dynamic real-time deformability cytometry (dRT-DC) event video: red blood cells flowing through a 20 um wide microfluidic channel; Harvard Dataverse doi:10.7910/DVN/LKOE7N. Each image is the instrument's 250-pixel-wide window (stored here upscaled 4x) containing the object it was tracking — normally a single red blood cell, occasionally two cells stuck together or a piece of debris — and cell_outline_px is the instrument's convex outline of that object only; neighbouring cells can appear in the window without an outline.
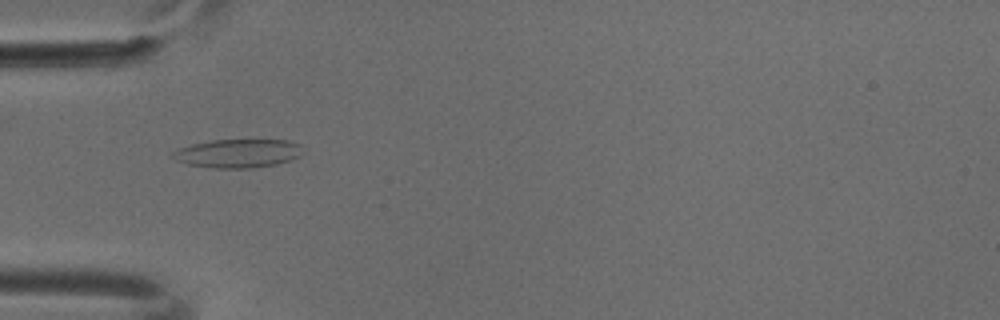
{"species": "common noctule bat (a hibernating species)", "species_latin": "Nyctalus noctula", "temperature_condition": "cold", "stored_images_in_passage": 7, "camera_frame_rate_fps": 3000, "um_per_image_px": 0.085, "animal": {"sex": "male", "body_mass_g": 18.8}, "frame": {"image": 1, "passage_image": 5, "time_ms": 1.333, "image_size_px": [1000, 320], "cell_outline_px": [[304, 152], [300, 156], [292, 160], [276, 164], [248, 168], [212, 168], [188, 164], [176, 160], [172, 156], [172, 152], [180, 148], [192, 144], [212, 140], [288, 140], [300, 144]], "centroid_in_image_um": [20.26, 13.03], "position_along_channel_um": 64.7, "area_um2": 21.68}}
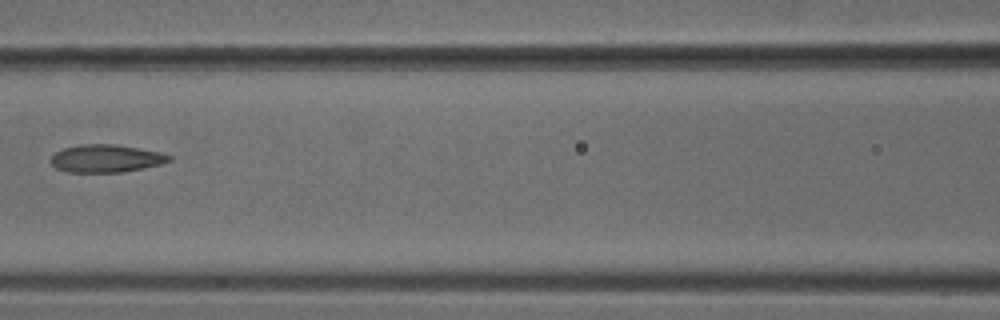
{"frame": {"image": 2, "passage_image": 7, "time_ms": 2.0, "image_size_px": [1000, 320], "cell_outline_px": [[172, 160], [160, 164], [144, 168], [120, 172], [68, 172], [56, 168], [52, 164], [52, 156], [56, 152], [64, 148], [80, 144], [112, 144], [160, 152], [172, 156]], "centroid_in_image_um": [9.02, 13.47], "position_along_channel_um": 157.6, "area_um2": 18.9}}